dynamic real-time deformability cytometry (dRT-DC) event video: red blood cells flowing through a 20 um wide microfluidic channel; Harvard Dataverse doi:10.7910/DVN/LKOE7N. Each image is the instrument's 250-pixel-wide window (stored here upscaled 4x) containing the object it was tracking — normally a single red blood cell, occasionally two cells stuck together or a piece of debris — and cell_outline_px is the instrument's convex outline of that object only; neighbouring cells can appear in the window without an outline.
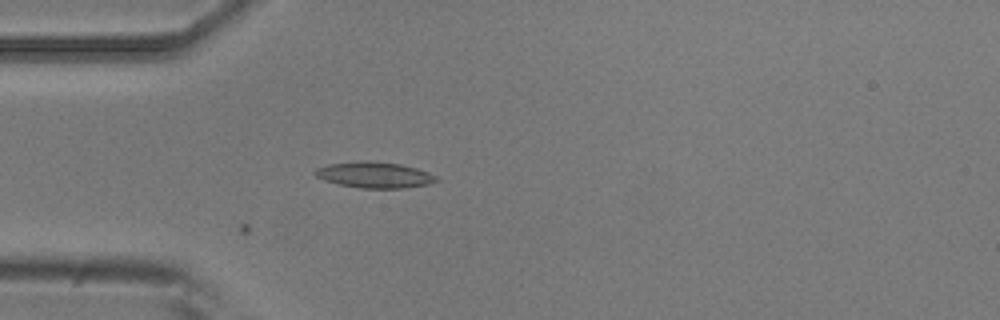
{"species": "common noctule bat (a hibernating species)", "species_latin": "Nyctalus noctula", "temperature_condition": "room temperature", "stored_images_in_passage": 4, "camera_frame_rate_fps": 3000, "um_per_image_px": 0.085, "animal": {"sex": "male", "body_mass_g": 20.5, "forearm_length_mm": 52.5}, "frame": {"image": 1, "passage_image": 4, "time_ms": 4.333, "image_size_px": [1000, 320], "cell_outline_px": [[440, 180], [428, 184], [404, 188], [360, 188], [340, 184], [324, 180], [316, 176], [312, 172], [316, 168], [328, 164], [360, 160], [368, 160], [400, 164], [416, 168], [428, 172], [436, 176]], "centroid_in_image_um": [31.81, 14.86], "position_along_channel_um": 53.2, "area_um2": 18.44}}